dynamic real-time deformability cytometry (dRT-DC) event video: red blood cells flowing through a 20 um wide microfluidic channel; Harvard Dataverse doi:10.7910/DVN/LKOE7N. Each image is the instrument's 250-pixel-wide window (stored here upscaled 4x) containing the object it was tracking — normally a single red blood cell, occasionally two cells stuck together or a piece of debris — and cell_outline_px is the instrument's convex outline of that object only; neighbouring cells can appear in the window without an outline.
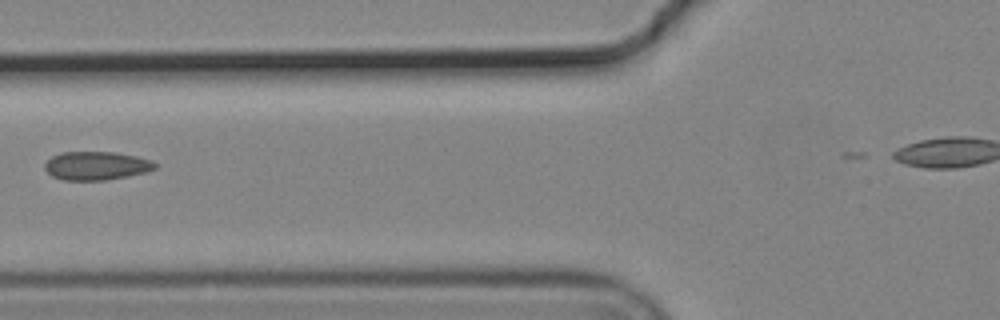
{"species": "common noctule bat (a hibernating species)", "species_latin": "Nyctalus noctula", "temperature_condition": "cold", "stored_images_in_passage": 3, "camera_frame_rate_fps": 3000, "um_per_image_px": 0.085, "animal": {"sex": "male", "body_mass_g": 19.2, "forearm_length_mm": 51.8}, "frame": {"image": 1, "passage_image": 2, "time_ms": 0.333, "image_size_px": [1000, 320], "cell_outline_px": [[160, 164], [156, 168], [144, 172], [128, 176], [104, 180], [64, 180], [52, 176], [44, 168], [44, 164], [52, 156], [60, 152], [116, 152], [136, 156], [152, 160]], "centroid_in_image_um": [8.21, 14.08], "position_along_channel_um": 117.6, "area_um2": 18.38}}
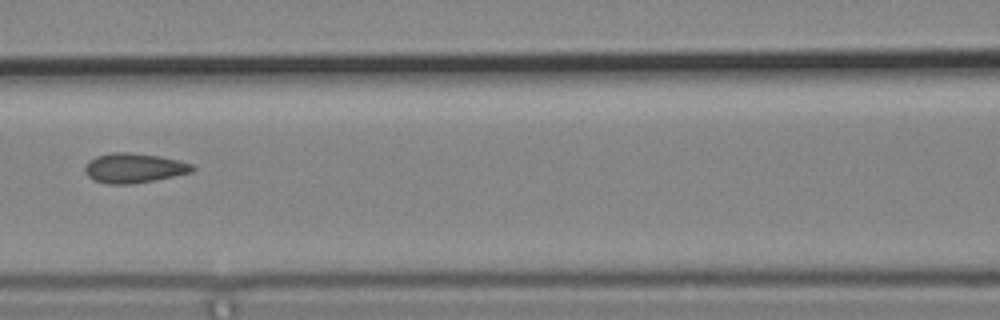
{"frame": {"image": 2, "passage_image": 3, "time_ms": 0.667, "image_size_px": [1000, 320], "cell_outline_px": [[196, 168], [192, 172], [132, 184], [108, 184], [92, 180], [84, 172], [84, 164], [88, 160], [96, 156], [112, 152], [128, 152], [160, 156], [180, 160], [192, 164]], "centroid_in_image_um": [11.34, 14.27], "position_along_channel_um": 155.3, "area_um2": 18.73}}